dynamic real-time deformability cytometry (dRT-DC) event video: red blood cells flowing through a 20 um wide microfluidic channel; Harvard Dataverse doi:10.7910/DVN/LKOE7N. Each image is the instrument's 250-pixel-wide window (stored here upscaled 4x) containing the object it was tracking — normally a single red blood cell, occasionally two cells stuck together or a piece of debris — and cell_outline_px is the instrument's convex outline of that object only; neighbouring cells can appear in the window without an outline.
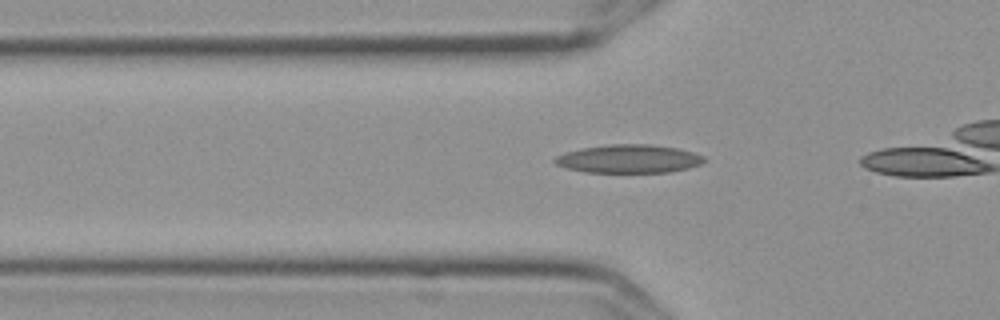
{"species": "Egyptian fruit bat (a non-hibernating species)", "species_latin": "Rousettus aegyptiacus", "temperature_condition": "cold", "stored_images_in_passage": 40, "camera_frame_rate_fps": 3000, "um_per_image_px": 0.085, "frame": {"image": 1, "passage_image": 14, "time_ms": 4.333, "image_size_px": [1000, 320], "cell_outline_px": [[708, 160], [700, 164], [688, 168], [668, 172], [584, 172], [568, 168], [556, 164], [552, 160], [556, 156], [564, 152], [580, 148], [608, 144], [648, 144], [676, 148], [692, 152], [704, 156]], "centroid_in_image_um": [53.43, 13.49], "position_along_channel_um": 72.4, "area_um2": 24.68}}
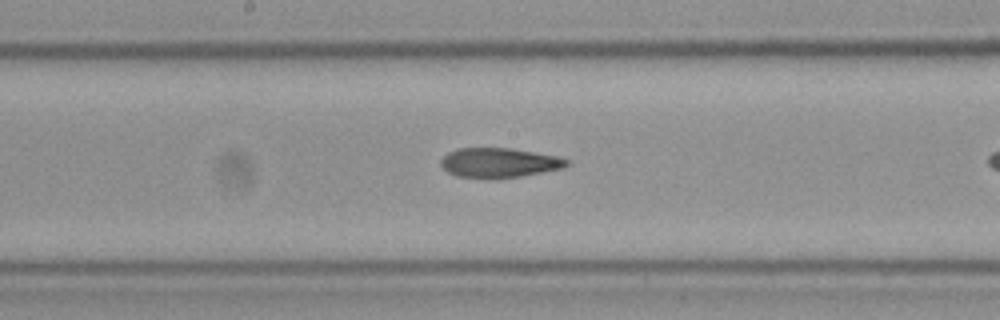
{"frame": {"image": 2, "passage_image": 25, "time_ms": 8.0, "image_size_px": [1000, 320], "cell_outline_px": [[568, 164], [564, 168], [520, 176], [456, 176], [448, 172], [440, 164], [440, 160], [448, 152], [460, 148], [508, 148], [556, 156], [568, 160]], "centroid_in_image_um": [42.41, 13.8], "position_along_channel_um": 205.8, "area_um2": 20.87}}
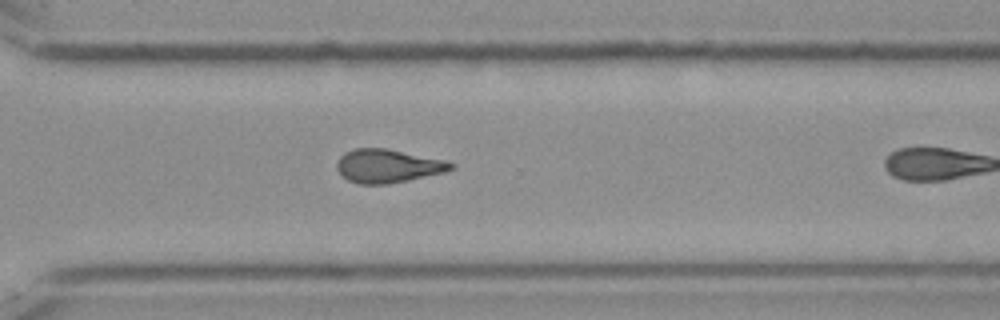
{"frame": {"image": 3, "passage_image": 36, "time_ms": 11.667, "image_size_px": [1000, 320], "cell_outline_px": [[456, 168], [444, 172], [408, 180], [384, 184], [360, 184], [348, 180], [336, 168], [336, 164], [340, 156], [344, 152], [352, 148], [384, 148], [444, 160], [456, 164]], "centroid_in_image_um": [32.95, 14.1], "position_along_channel_um": 337.6, "area_um2": 22.08}}